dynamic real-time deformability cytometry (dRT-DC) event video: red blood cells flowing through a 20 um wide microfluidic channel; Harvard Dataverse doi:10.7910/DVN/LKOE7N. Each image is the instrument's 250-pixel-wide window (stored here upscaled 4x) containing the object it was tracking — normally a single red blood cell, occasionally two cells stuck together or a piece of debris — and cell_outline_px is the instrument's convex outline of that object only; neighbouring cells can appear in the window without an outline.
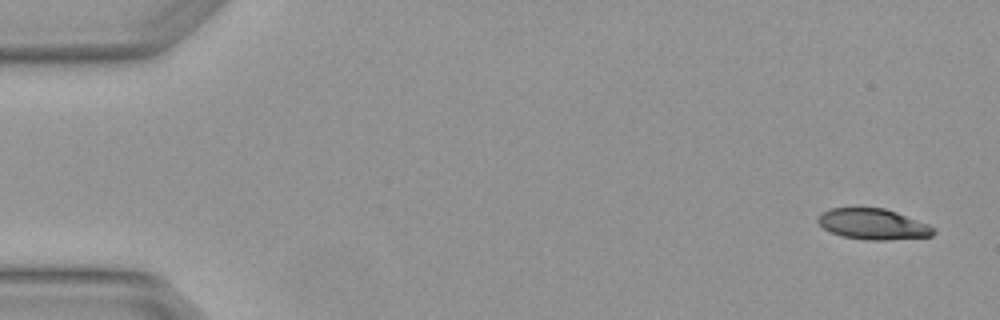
{"species": "Egyptian fruit bat (a non-hibernating species)", "species_latin": "Rousettus aegyptiacus", "temperature_condition": "warm", "stored_images_in_passage": 5, "camera_frame_rate_fps": 3000, "um_per_image_px": 0.085, "animal": {"sex": "female"}, "frame": {"image": 1, "passage_image": 1, "time_ms": 0.0, "image_size_px": [1000, 320], "cell_outline_px": [[936, 232], [932, 236], [888, 240], [868, 240], [844, 236], [832, 232], [824, 228], [816, 220], [816, 216], [820, 212], [828, 208], [884, 208], [896, 212], [928, 224], [936, 228]], "centroid_in_image_um": [74.2, 19.04], "position_along_channel_um": 10.8, "area_um2": 20.75}}
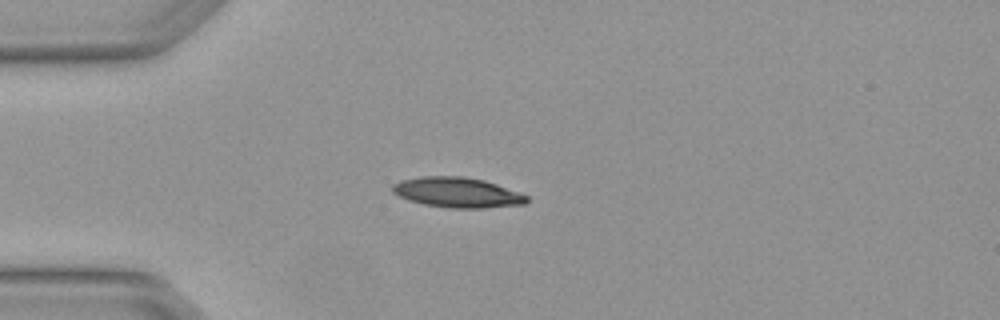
{"frame": {"image": 2, "passage_image": 4, "time_ms": 1.0, "image_size_px": [1000, 320], "cell_outline_px": [[528, 200], [524, 204], [484, 208], [452, 208], [424, 204], [408, 200], [392, 192], [392, 184], [400, 180], [424, 176], [460, 176], [484, 180], [520, 192], [528, 196]], "centroid_in_image_um": [38.87, 16.36], "position_along_channel_um": 46.1, "area_um2": 23.52}}